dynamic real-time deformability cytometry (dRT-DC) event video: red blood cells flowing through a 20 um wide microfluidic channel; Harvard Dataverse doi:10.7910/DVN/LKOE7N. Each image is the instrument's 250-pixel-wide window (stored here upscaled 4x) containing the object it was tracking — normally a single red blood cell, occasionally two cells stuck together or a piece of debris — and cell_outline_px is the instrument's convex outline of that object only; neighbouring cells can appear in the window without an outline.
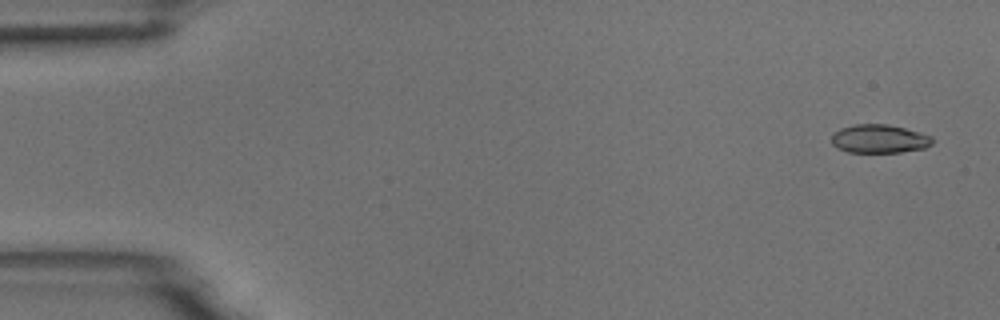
{"species": "common noctule bat (a hibernating species)", "species_latin": "Nyctalus noctula", "temperature_condition": "room temperature", "stored_images_in_passage": 4, "camera_frame_rate_fps": 3000, "um_per_image_px": 0.085, "animal": {"sex": "male", "body_mass_g": 18.8}, "frame": {"image": 1, "passage_image": 1, "time_ms": 0.0, "image_size_px": [1000, 320], "cell_outline_px": [[936, 140], [932, 144], [924, 148], [900, 152], [848, 152], [836, 148], [832, 144], [832, 136], [840, 128], [856, 124], [888, 124], [904, 128], [932, 136]], "centroid_in_image_um": [74.76, 11.8], "position_along_channel_um": 10.2, "area_um2": 16.76}}
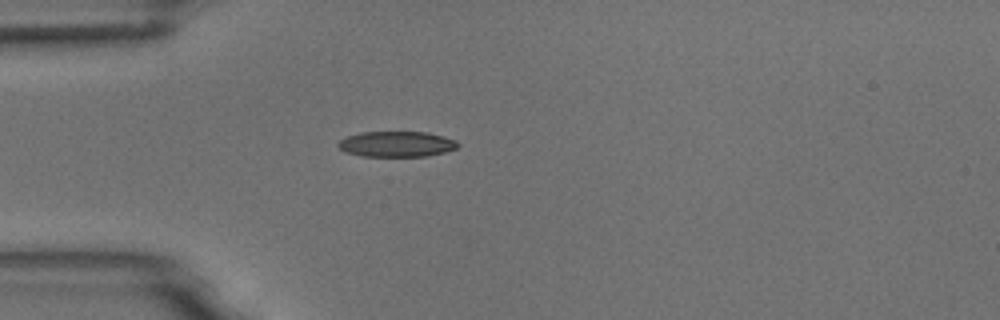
{"frame": {"image": 2, "passage_image": 4, "time_ms": 1.0, "image_size_px": [1000, 320], "cell_outline_px": [[460, 144], [456, 148], [444, 152], [428, 156], [360, 156], [344, 152], [336, 144], [340, 140], [348, 136], [360, 132], [428, 132], [444, 136], [456, 140]], "centroid_in_image_um": [33.71, 12.24], "position_along_channel_um": 51.3, "area_um2": 17.92}}